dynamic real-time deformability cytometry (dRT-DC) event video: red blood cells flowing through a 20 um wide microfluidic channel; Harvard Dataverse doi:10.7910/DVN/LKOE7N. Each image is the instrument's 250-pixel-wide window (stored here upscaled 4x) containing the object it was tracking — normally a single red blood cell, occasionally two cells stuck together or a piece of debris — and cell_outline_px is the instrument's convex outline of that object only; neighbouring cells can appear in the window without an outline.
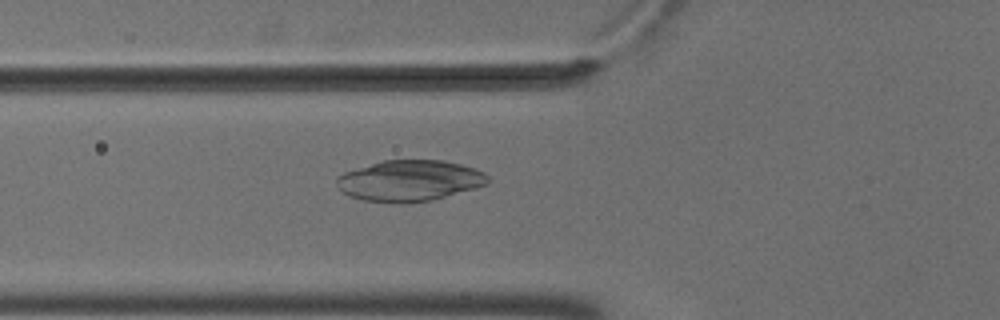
{"species": "common noctule bat (a hibernating species)", "species_latin": "Nyctalus noctula", "temperature_condition": "cold", "stored_images_in_passage": 6, "camera_frame_rate_fps": 3000, "um_per_image_px": 0.085, "animal": {"sex": "male", "body_mass_g": 18.8}, "frame": {"image": 1, "passage_image": 6, "time_ms": 1.667, "image_size_px": [1000, 320], "cell_outline_px": [[488, 184], [476, 188], [432, 200], [404, 204], [400, 204], [360, 200], [348, 196], [336, 184], [336, 176], [344, 172], [384, 160], [444, 160], [460, 164], [484, 172], [488, 176]], "centroid_in_image_um": [34.8, 15.37], "position_along_channel_um": 91.0, "area_um2": 36.3}}